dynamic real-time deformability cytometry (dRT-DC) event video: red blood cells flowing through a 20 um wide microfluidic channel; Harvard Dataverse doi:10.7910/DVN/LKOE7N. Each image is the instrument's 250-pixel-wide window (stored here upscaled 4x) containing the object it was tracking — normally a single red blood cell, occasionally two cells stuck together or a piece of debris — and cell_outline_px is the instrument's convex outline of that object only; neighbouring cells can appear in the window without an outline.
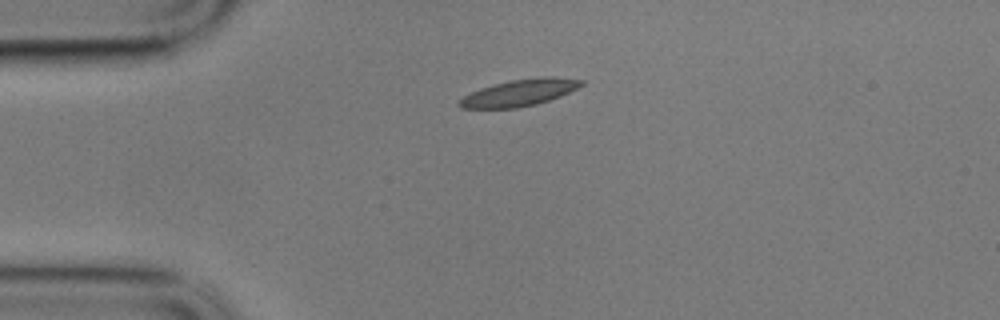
{"species": "common noctule bat (a hibernating species)", "species_latin": "Nyctalus noctula", "temperature_condition": "cold", "stored_images_in_passage": 46, "camera_frame_rate_fps": 3000, "um_per_image_px": 0.085, "animal": {"sex": "male", "body_mass_g": 17.9}, "frame": {"image": 1, "passage_image": 1, "time_ms": 0.0, "image_size_px": [1000, 320], "cell_outline_px": [[584, 84], [560, 96], [536, 104], [516, 108], [460, 108], [456, 104], [456, 100], [480, 88], [492, 84], [512, 80], [540, 76], [552, 76], [584, 80]], "centroid_in_image_um": [44.11, 7.87], "position_along_channel_um": 40.9, "area_um2": 19.02}}
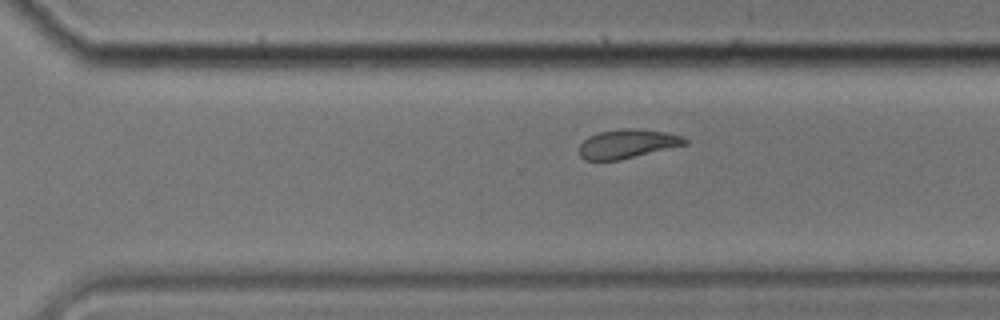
{"frame": {"image": 2, "passage_image": 28, "time_ms": 9.0, "image_size_px": [1000, 320], "cell_outline_px": [[688, 144], [620, 160], [584, 160], [580, 156], [580, 144], [588, 136], [600, 132], [624, 128], [636, 128], [664, 132], [684, 136], [688, 140]], "centroid_in_image_um": [53.35, 12.22], "position_along_channel_um": 317.3, "area_um2": 17.86}}
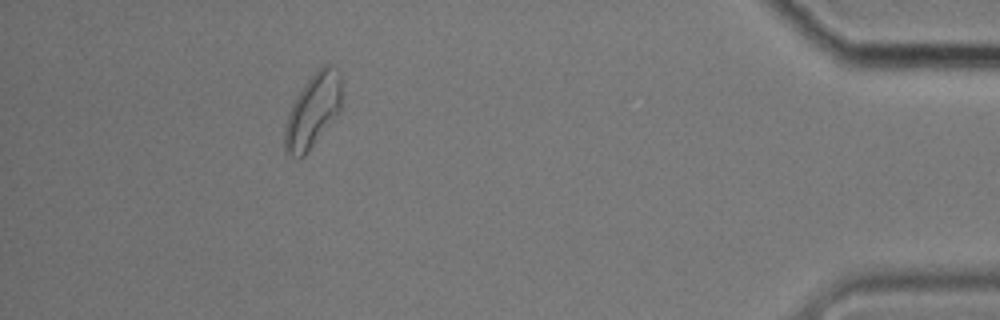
{"frame": {"image": 3, "passage_image": 41, "time_ms": 13.333, "image_size_px": [1000, 320], "cell_outline_px": [[340, 108], [304, 156], [292, 156], [284, 152], [284, 124], [288, 112], [296, 96], [304, 84], [324, 64], [328, 64], [340, 72]], "centroid_in_image_um": [26.53, 9.41], "position_along_channel_um": 408.7, "area_um2": 23.7}, "authors_computed_cell_mechanics": {"area_um2": 18.5538, "velocity_mm_per_s": 3.3569, "shape_relaxation_time_tau1_ms": null, "shape_relaxation_time_tau2_ms": 6.3282, "deformation_change_tau1": null, "deformation_change_tau2": 0.1169}}